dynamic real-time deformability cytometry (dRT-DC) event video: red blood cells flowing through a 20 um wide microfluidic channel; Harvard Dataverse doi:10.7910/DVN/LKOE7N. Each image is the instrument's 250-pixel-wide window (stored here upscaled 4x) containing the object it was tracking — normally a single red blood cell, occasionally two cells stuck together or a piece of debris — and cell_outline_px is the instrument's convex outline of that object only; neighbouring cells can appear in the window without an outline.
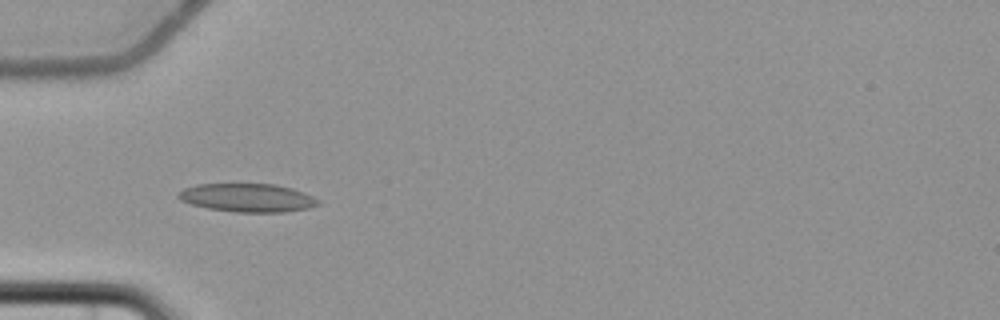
{"species": "common noctule bat (a hibernating species)", "species_latin": "Nyctalus noctula", "temperature_condition": "cold", "stored_images_in_passage": 6, "camera_frame_rate_fps": 3000, "um_per_image_px": 0.085, "animal": {"sex": "female", "body_mass_g": 22.7, "forearm_length_mm": 54.2}, "frame": {"image": 1, "passage_image": 6, "time_ms": 6.333, "image_size_px": [1000, 320], "cell_outline_px": [[320, 204], [308, 208], [284, 212], [236, 212], [208, 208], [192, 204], [180, 200], [176, 196], [184, 188], [196, 184], [276, 184], [292, 188], [304, 192], [320, 200]], "centroid_in_image_um": [21.05, 16.8], "position_along_channel_um": 63.9, "area_um2": 23.12}}